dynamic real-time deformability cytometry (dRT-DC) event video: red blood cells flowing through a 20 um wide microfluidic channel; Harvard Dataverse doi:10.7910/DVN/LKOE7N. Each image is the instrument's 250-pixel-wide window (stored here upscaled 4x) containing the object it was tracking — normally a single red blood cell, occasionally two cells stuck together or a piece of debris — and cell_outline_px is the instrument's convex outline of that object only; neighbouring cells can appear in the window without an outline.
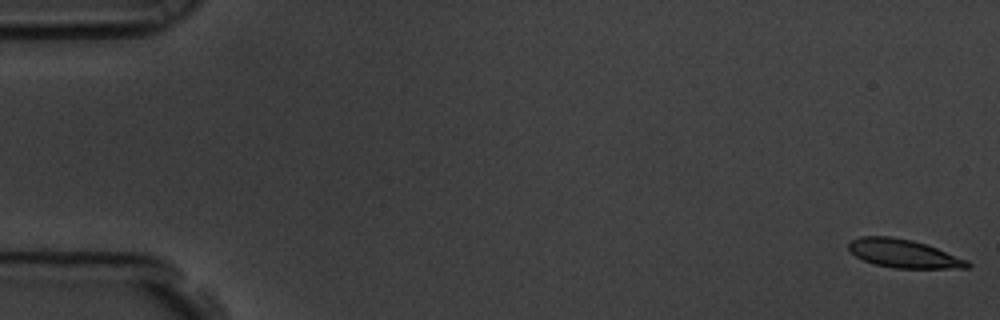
{"species": "common noctule bat (a hibernating species)", "species_latin": "Nyctalus noctula", "temperature_condition": "room temperature", "stored_images_in_passage": 8, "camera_frame_rate_fps": 3000, "um_per_image_px": 0.085, "animal": {"sex": "male", "body_mass_g": 19.5, "forearm_length_mm": 54.6}, "frame": {"image": 1, "passage_image": 1, "time_ms": 0.0, "image_size_px": [1000, 320], "cell_outline_px": [[972, 264], [968, 268], [896, 268], [876, 264], [864, 260], [856, 256], [848, 248], [848, 244], [852, 240], [860, 236], [892, 236], [912, 240], [936, 248], [968, 260]], "centroid_in_image_um": [76.81, 21.55], "position_along_channel_um": 8.2, "area_um2": 19.42}}
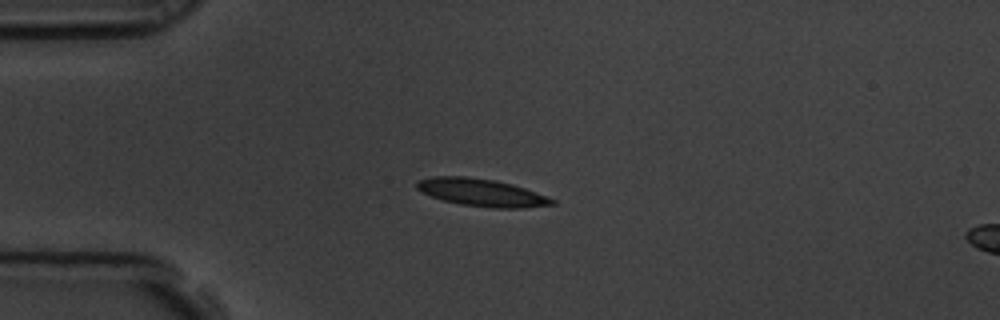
{"frame": {"image": 2, "passage_image": 5, "time_ms": 1.333, "image_size_px": [1000, 320], "cell_outline_px": [[556, 204], [524, 208], [492, 208], [460, 204], [444, 200], [420, 192], [416, 188], [416, 184], [420, 180], [432, 176], [464, 176], [496, 180], [512, 184], [536, 192], [556, 200]], "centroid_in_image_um": [40.95, 16.36], "position_along_channel_um": 44.1, "area_um2": 21.68}}
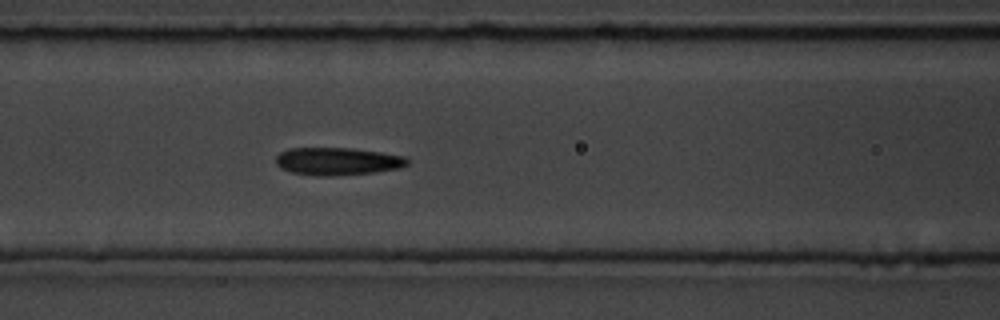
{"frame": {"image": 3, "passage_image": 8, "time_ms": 2.333, "image_size_px": [1000, 320], "cell_outline_px": [[408, 164], [400, 168], [372, 172], [332, 176], [316, 176], [292, 172], [280, 168], [276, 164], [276, 156], [280, 152], [288, 148], [352, 148], [408, 156]], "centroid_in_image_um": [28.68, 13.7], "position_along_channel_um": 137.9, "area_um2": 21.27}}